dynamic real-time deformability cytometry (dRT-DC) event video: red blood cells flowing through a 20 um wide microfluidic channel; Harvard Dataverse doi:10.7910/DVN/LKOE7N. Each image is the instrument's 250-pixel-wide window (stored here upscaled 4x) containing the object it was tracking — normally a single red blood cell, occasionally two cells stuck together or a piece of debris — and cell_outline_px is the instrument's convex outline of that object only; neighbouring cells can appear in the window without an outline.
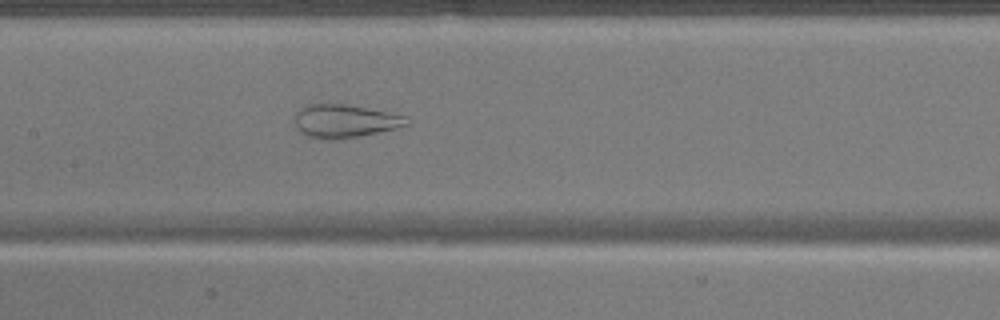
{"species": "common noctule bat (a hibernating species)", "species_latin": "Nyctalus noctula", "temperature_condition": "warm", "stored_images_in_passage": 50, "camera_frame_rate_fps": 3000, "um_per_image_px": 0.085, "animal": {"sex": "male", "body_mass_g": 17.9}, "frame": {"image": 1, "passage_image": 25, "time_ms": 8.0, "image_size_px": [1000, 320], "cell_outline_px": [[412, 124], [396, 128], [336, 140], [324, 140], [308, 136], [300, 132], [296, 128], [296, 112], [304, 104], [348, 104], [408, 116], [412, 120]], "centroid_in_image_um": [29.34, 10.28], "position_along_channel_um": 178.1, "area_um2": 21.85}}
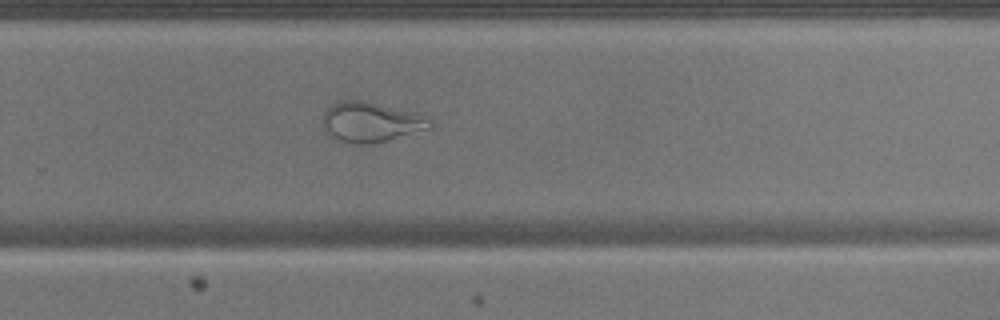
{"frame": {"image": 2, "passage_image": 34, "time_ms": 11.0, "image_size_px": [1000, 320], "cell_outline_px": [[432, 128], [372, 144], [348, 144], [332, 136], [324, 128], [320, 120], [324, 108], [340, 100], [364, 100], [420, 112], [432, 120]], "centroid_in_image_um": [31.53, 10.35], "position_along_channel_um": 298.3, "area_um2": 25.72}}
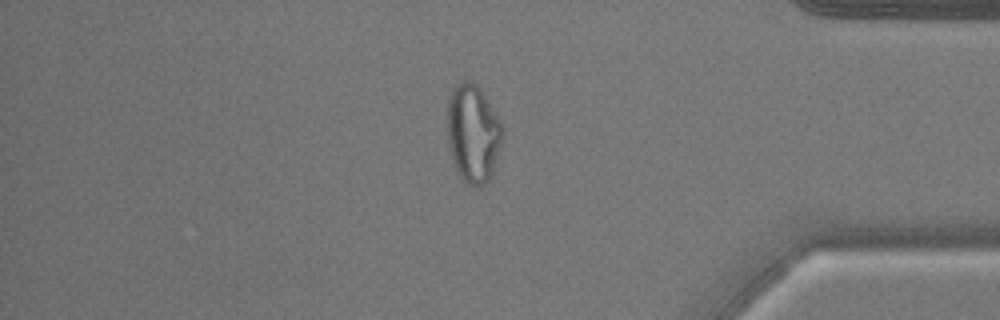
{"frame": {"image": 3, "passage_image": 43, "time_ms": 14.0, "image_size_px": [1000, 320], "cell_outline_px": [[504, 132], [492, 176], [480, 188], [476, 188], [468, 184], [464, 180], [456, 168], [452, 156], [448, 140], [448, 96], [452, 88], [460, 80], [468, 80], [476, 84], [480, 88], [500, 120], [504, 128]], "centroid_in_image_um": [40.22, 11.32], "position_along_channel_um": 395.0, "area_um2": 31.62}}